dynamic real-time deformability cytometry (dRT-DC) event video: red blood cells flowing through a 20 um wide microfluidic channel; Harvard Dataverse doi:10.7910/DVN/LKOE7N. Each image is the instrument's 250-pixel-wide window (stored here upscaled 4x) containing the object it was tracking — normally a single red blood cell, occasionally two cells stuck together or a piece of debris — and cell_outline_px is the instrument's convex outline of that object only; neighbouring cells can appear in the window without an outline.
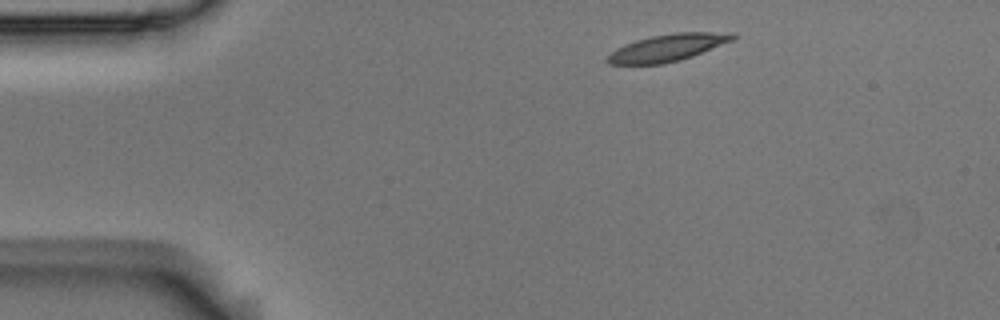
{"species": "Egyptian fruit bat (a non-hibernating species)", "species_latin": "Rousettus aegyptiacus", "temperature_condition": "room temperature", "stored_images_in_passage": 2, "camera_frame_rate_fps": 3000, "um_per_image_px": 0.085, "animal": {"sex": "male"}, "frame": {"image": 1, "passage_image": 1, "time_ms": 0.0, "image_size_px": [1000, 320], "cell_outline_px": [[736, 36], [732, 40], [692, 56], [680, 60], [664, 64], [608, 64], [604, 60], [616, 48], [624, 44], [636, 40], [652, 36], [672, 32], [736, 32]], "centroid_in_image_um": [56.73, 4.04], "position_along_channel_um": 28.3, "area_um2": 19.77}}